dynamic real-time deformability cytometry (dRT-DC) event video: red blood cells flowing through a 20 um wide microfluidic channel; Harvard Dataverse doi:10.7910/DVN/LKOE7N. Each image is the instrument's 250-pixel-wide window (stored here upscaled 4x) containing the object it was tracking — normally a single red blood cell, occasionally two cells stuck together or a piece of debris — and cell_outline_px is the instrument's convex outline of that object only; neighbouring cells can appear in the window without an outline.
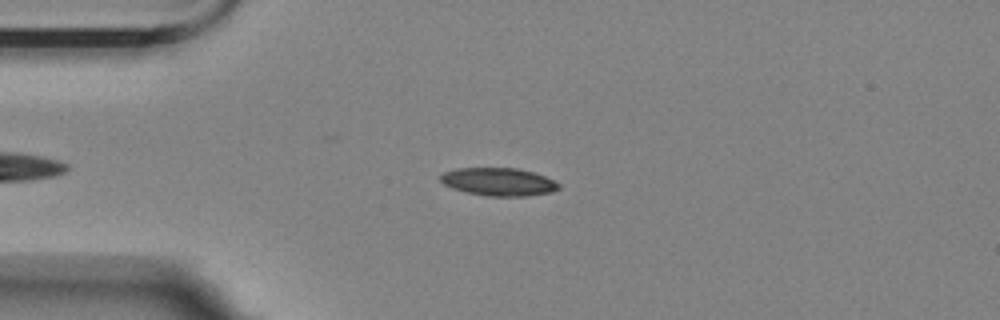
{"species": "Egyptian fruit bat (a non-hibernating species)", "species_latin": "Rousettus aegyptiacus", "temperature_condition": "room temperature", "stored_images_in_passage": 48, "camera_frame_rate_fps": 3000, "um_per_image_px": 0.085, "animal": {"sex": "female"}, "frame": {"image": 1, "passage_image": 10, "time_ms": 3.0, "image_size_px": [1000, 320], "cell_outline_px": [[560, 188], [552, 192], [524, 196], [488, 196], [468, 192], [452, 188], [444, 184], [440, 180], [440, 176], [444, 172], [456, 168], [516, 168], [532, 172], [544, 176], [560, 184]], "centroid_in_image_um": [42.38, 15.45], "position_along_channel_um": 42.6, "area_um2": 19.07}}
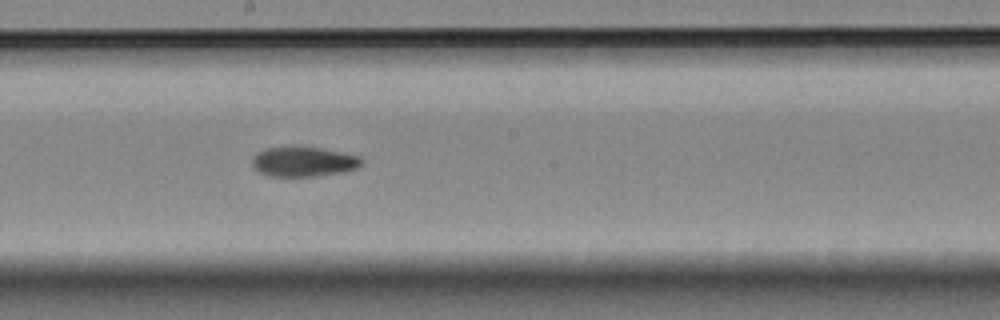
{"frame": {"image": 2, "passage_image": 27, "time_ms": 8.667, "image_size_px": [1000, 320], "cell_outline_px": [[364, 164], [356, 168], [340, 172], [316, 176], [268, 176], [260, 172], [252, 164], [252, 156], [256, 152], [264, 148], [320, 148], [360, 156], [364, 160]], "centroid_in_image_um": [25.81, 13.75], "position_along_channel_um": 222.4, "area_um2": 18.73}}
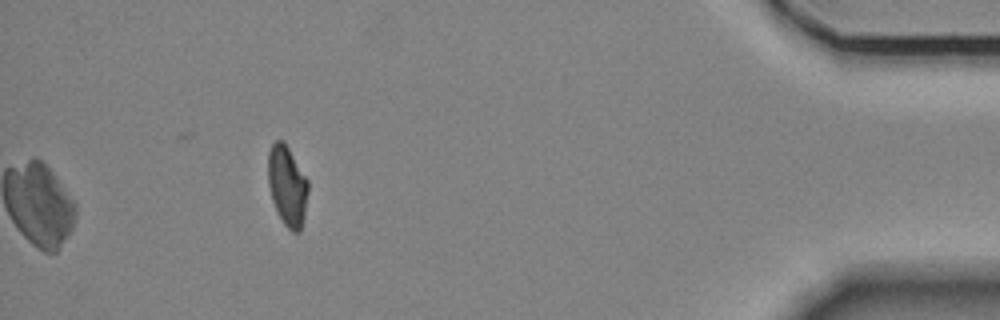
{"frame": {"image": 3, "passage_image": 48, "time_ms": 15.667, "image_size_px": [1000, 320], "cell_outline_px": [[308, 192], [304, 216], [300, 232], [292, 232], [284, 224], [272, 200], [268, 184], [268, 152], [272, 144], [276, 140], [284, 140], [308, 180]], "centroid_in_image_um": [24.42, 15.77], "position_along_channel_um": 410.8, "area_um2": 18.67}, "authors_computed_cell_mechanics": {"area_um2": 19.363, "velocity_mm_per_s": 3.5136, "shape_relaxation_time_tau1_ms": 8.1885, "shape_relaxation_time_tau2_ms": 3.2627, "deformation_change_tau1": 0.1943, "deformation_change_tau2": 0.0843}}